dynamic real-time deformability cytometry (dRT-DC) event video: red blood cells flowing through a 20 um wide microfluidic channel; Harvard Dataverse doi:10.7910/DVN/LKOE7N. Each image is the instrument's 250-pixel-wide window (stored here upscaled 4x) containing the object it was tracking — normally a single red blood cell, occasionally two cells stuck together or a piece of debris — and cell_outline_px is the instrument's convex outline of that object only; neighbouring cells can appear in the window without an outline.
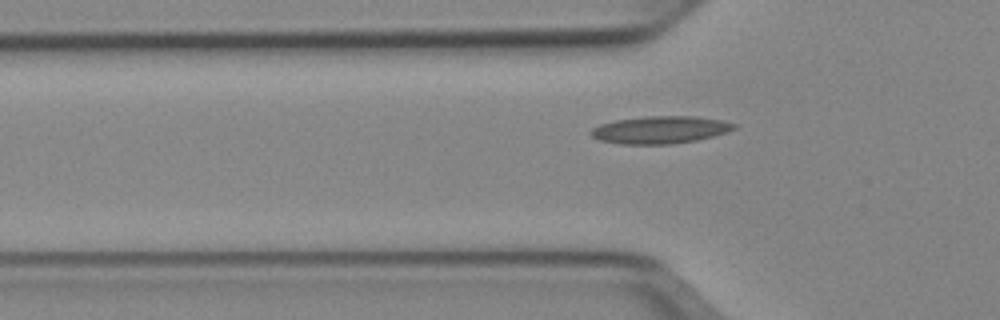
{"species": "Egyptian fruit bat (a non-hibernating species)", "species_latin": "Rousettus aegyptiacus", "temperature_condition": "cold", "stored_images_in_passage": 38, "camera_frame_rate_fps": 3000, "um_per_image_px": 0.085, "animal": {"sex": "female"}, "frame": {"image": 1, "passage_image": 3, "time_ms": 0.667, "image_size_px": [1000, 320], "cell_outline_px": [[736, 128], [712, 136], [696, 140], [668, 144], [620, 144], [600, 140], [592, 136], [588, 132], [592, 128], [600, 124], [616, 120], [644, 116], [696, 116], [720, 120], [736, 124]], "centroid_in_image_um": [56.06, 11.03], "position_along_channel_um": 69.7, "area_um2": 22.72}}
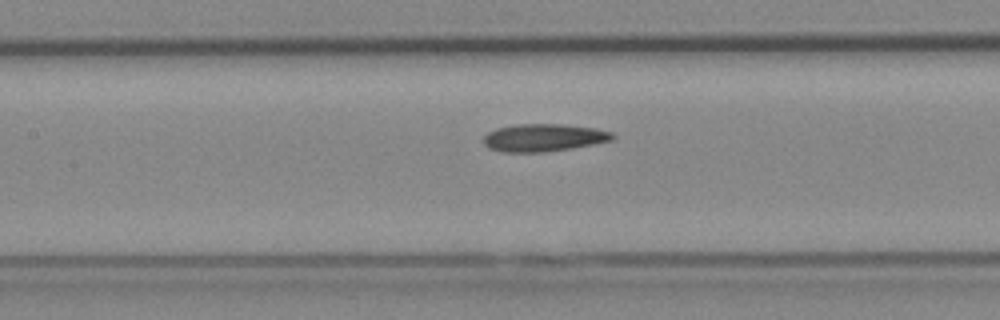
{"frame": {"image": 2, "passage_image": 10, "time_ms": 3.0, "image_size_px": [1000, 320], "cell_outline_px": [[616, 136], [612, 140], [572, 148], [544, 152], [500, 152], [488, 148], [484, 144], [484, 136], [488, 132], [496, 128], [516, 124], [564, 124], [596, 128], [612, 132]], "centroid_in_image_um": [46.2, 11.7], "position_along_channel_um": 161.2, "area_um2": 20.87}}
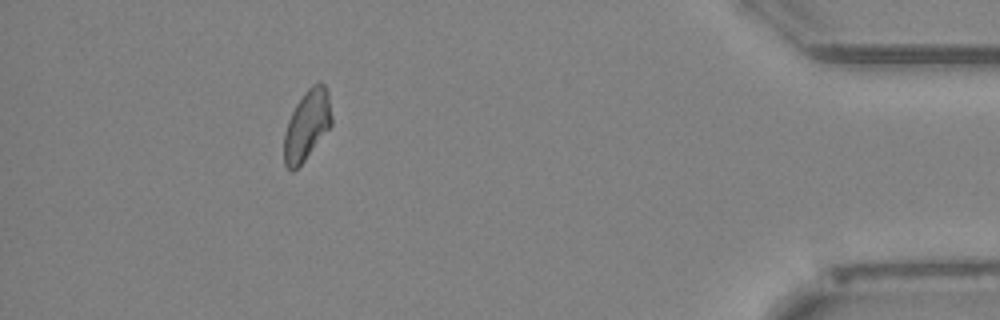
{"frame": {"image": 3, "passage_image": 33, "time_ms": 10.667, "image_size_px": [1000, 320], "cell_outline_px": [[332, 124], [304, 160], [292, 172], [284, 164], [284, 132], [288, 120], [296, 104], [304, 92], [312, 84], [324, 84], [328, 92], [332, 116]], "centroid_in_image_um": [26.08, 10.63], "position_along_channel_um": 409.1, "area_um2": 19.13}, "authors_computed_cell_mechanics": {"area_um2": 20.3456, "velocity_mm_per_s": 3.932, "shape_relaxation_time_tau1_ms": null, "shape_relaxation_time_tau2_ms": 4.6275, "deformation_change_tau1": null, "deformation_change_tau2": 0.1206}}